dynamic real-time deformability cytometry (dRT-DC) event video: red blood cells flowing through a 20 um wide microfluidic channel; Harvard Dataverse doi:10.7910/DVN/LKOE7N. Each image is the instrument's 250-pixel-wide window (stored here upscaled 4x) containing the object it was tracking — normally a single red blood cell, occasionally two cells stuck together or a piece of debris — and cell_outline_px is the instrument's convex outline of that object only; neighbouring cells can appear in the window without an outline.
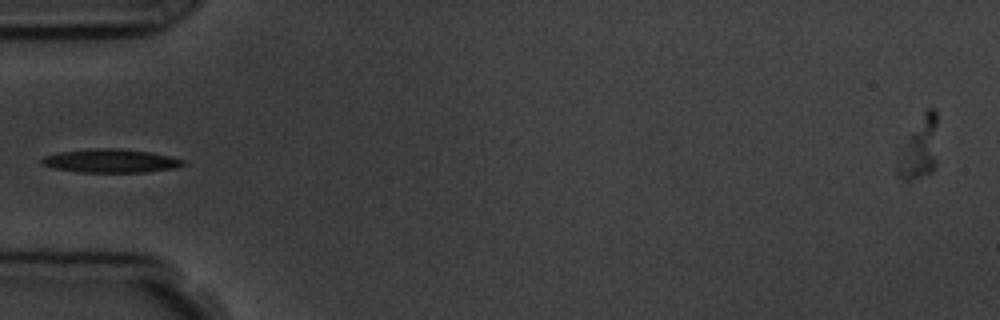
{"species": "common noctule bat (a hibernating species)", "species_latin": "Nyctalus noctula", "temperature_condition": "room temperature", "stored_images_in_passage": 2, "camera_frame_rate_fps": 3000, "um_per_image_px": 0.085, "animal": {"sex": "male", "body_mass_g": 19.5, "forearm_length_mm": 54.6}, "frame": {"image": 1, "passage_image": 1, "time_ms": 0.0, "image_size_px": [1000, 320], "cell_outline_px": [[184, 164], [176, 168], [144, 172], [80, 172], [56, 168], [40, 164], [40, 160], [44, 156], [56, 152], [92, 148], [120, 148], [148, 152], [168, 156], [184, 160]], "centroid_in_image_um": [9.36, 13.66], "position_along_channel_um": 75.6, "area_um2": 19.36}}